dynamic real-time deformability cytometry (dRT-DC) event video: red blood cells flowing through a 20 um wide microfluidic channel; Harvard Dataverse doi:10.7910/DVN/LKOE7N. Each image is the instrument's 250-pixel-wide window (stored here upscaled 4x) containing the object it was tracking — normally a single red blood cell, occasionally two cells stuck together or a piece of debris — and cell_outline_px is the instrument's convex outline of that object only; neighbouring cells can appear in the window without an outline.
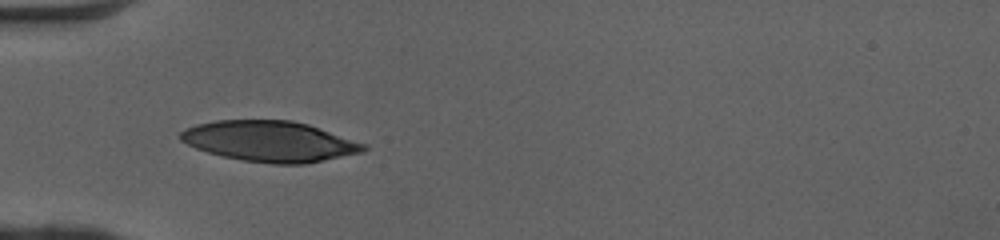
{"species": "human", "species_latin": "Homo sapiens", "temperature_condition": "cold", "stored_images_in_passage": 34, "camera_frame_rate_fps": 3000, "um_per_image_px": 0.085, "donor": {"sex": "female"}, "frame": {"image": 1, "passage_image": 1, "time_ms": 0.0, "image_size_px": [1000, 240], "cell_outline_px": [[368, 148], [364, 152], [304, 164], [272, 164], [244, 160], [220, 156], [196, 148], [180, 140], [180, 132], [196, 124], [216, 120], [292, 120], [308, 124], [368, 144]], "centroid_in_image_um": [22.97, 12.01], "position_along_channel_um": 62.0, "area_um2": 43.41}}
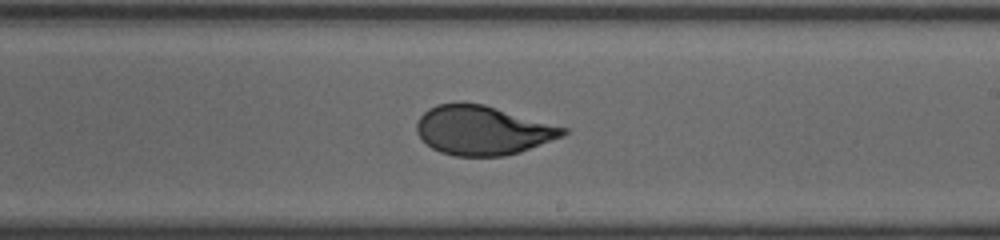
{"frame": {"image": 2, "passage_image": 15, "time_ms": 4.667, "image_size_px": [1000, 240], "cell_outline_px": [[568, 132], [564, 136], [520, 152], [504, 156], [456, 156], [440, 152], [432, 148], [416, 132], [416, 120], [428, 108], [436, 104], [484, 104], [568, 128]], "centroid_in_image_um": [41.04, 11.09], "position_along_channel_um": 248.0, "area_um2": 41.73}}
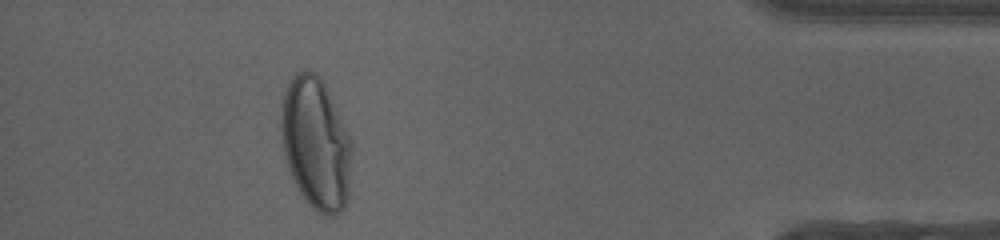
{"frame": {"image": 3, "passage_image": 30, "time_ms": 9.667, "image_size_px": [1000, 240], "cell_outline_px": [[352, 148], [348, 196], [344, 208], [336, 216], [328, 216], [312, 208], [308, 204], [292, 180], [288, 168], [284, 152], [280, 120], [284, 92], [288, 84], [296, 72], [304, 68], [308, 68], [316, 72], [320, 76], [352, 140]], "centroid_in_image_um": [26.85, 12.2], "position_along_channel_um": 408.3, "area_um2": 54.51}, "authors_computed_cell_mechanics": {"area_um2": 43.3789, "velocity_mm_per_s": 4.0845, "shape_relaxation_time_tau1_ms": 7.154, "shape_relaxation_time_tau2_ms": null, "deformation_change_tau1": 0.2582, "deformation_change_tau2": null}}